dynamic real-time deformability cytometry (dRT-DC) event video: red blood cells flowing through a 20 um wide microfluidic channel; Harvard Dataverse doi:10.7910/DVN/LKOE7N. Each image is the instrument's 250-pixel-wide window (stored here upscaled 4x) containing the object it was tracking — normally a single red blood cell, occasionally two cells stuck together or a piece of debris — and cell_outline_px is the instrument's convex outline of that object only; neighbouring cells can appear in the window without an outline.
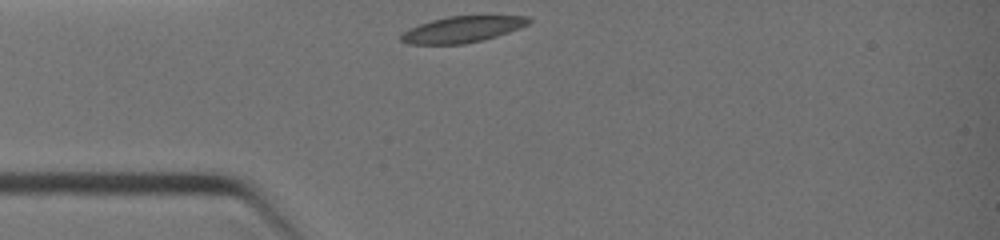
{"species": "common noctule bat (a hibernating species)", "species_latin": "Nyctalus noctula", "temperature_condition": "warm", "stored_images_in_passage": 18, "camera_frame_rate_fps": 3000, "um_per_image_px": 0.085, "animal": {"sex": "female", "body_mass_g": 19.0, "forearm_length_mm": 51.5}, "frame": {"image": 1, "passage_image": 1, "time_ms": 0.0, "image_size_px": [1000, 240], "cell_outline_px": [[532, 20], [528, 24], [520, 28], [484, 40], [464, 44], [408, 44], [400, 40], [400, 36], [408, 28], [432, 20], [448, 16], [528, 16]], "centroid_in_image_um": [39.29, 2.5], "position_along_channel_um": 45.7, "area_um2": 19.42}}
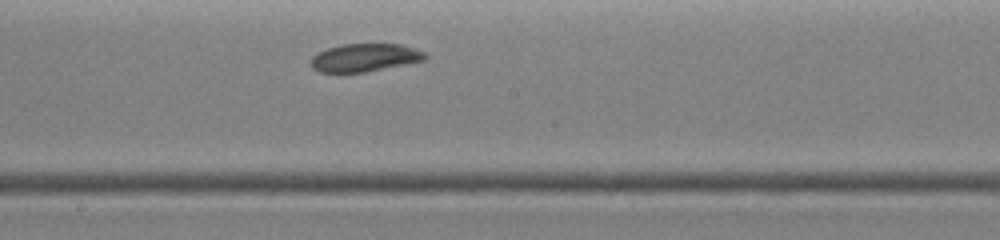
{"frame": {"image": 2, "passage_image": 10, "time_ms": 3.667, "image_size_px": [1000, 240], "cell_outline_px": [[428, 56], [424, 60], [364, 72], [320, 72], [312, 68], [312, 56], [316, 52], [328, 48], [344, 44], [400, 44], [416, 48], [424, 52]], "centroid_in_image_um": [31.0, 4.88], "position_along_channel_um": 217.2, "area_um2": 18.44}}
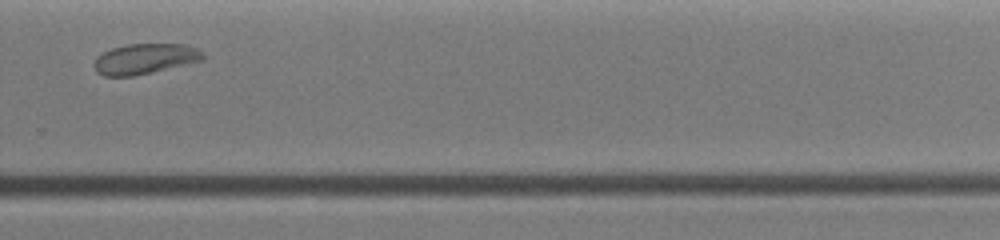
{"frame": {"image": 3, "passage_image": 16, "time_ms": 5.667, "image_size_px": [1000, 240], "cell_outline_px": [[204, 60], [132, 76], [104, 76], [96, 72], [92, 64], [96, 56], [112, 48], [128, 44], [184, 44], [196, 48], [204, 56]], "centroid_in_image_um": [12.26, 5.0], "position_along_channel_um": 317.5, "area_um2": 19.13}}